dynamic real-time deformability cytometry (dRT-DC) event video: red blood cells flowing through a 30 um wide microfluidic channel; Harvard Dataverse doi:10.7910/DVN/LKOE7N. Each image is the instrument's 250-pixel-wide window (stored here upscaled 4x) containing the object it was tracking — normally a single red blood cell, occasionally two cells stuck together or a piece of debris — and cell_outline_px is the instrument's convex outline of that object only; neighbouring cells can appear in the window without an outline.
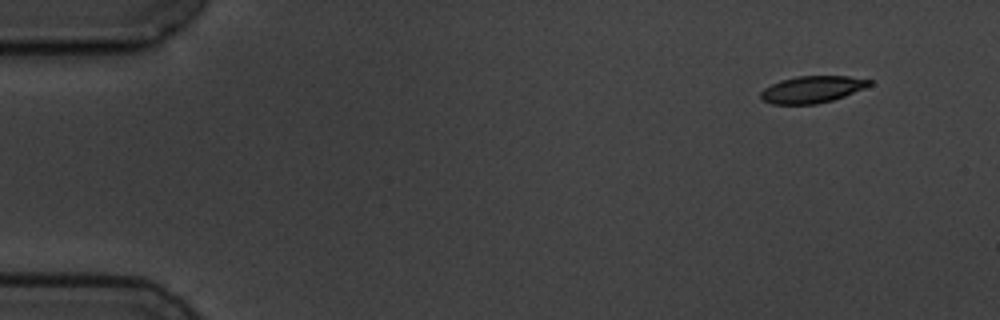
{"species": "common noctule bat (a hibernating species)", "species_latin": "Nyctalus noctula", "temperature_condition": "cold", "stored_images_in_passage": 3, "camera_frame_rate_fps": 3000, "um_per_image_px": 0.085, "animal": {"sex": "male", "body_mass_g": 19.5, "forearm_length_mm": 54.6}, "frame": {"image": 1, "passage_image": 1, "time_ms": 0.0, "image_size_px": [1000, 320], "cell_outline_px": [[872, 84], [864, 88], [844, 96], [832, 100], [816, 104], [772, 104], [764, 100], [760, 96], [760, 92], [764, 88], [780, 80], [796, 76], [848, 76], [872, 80]], "centroid_in_image_um": [69.02, 7.59], "position_along_channel_um": 16.0, "area_um2": 16.94}}